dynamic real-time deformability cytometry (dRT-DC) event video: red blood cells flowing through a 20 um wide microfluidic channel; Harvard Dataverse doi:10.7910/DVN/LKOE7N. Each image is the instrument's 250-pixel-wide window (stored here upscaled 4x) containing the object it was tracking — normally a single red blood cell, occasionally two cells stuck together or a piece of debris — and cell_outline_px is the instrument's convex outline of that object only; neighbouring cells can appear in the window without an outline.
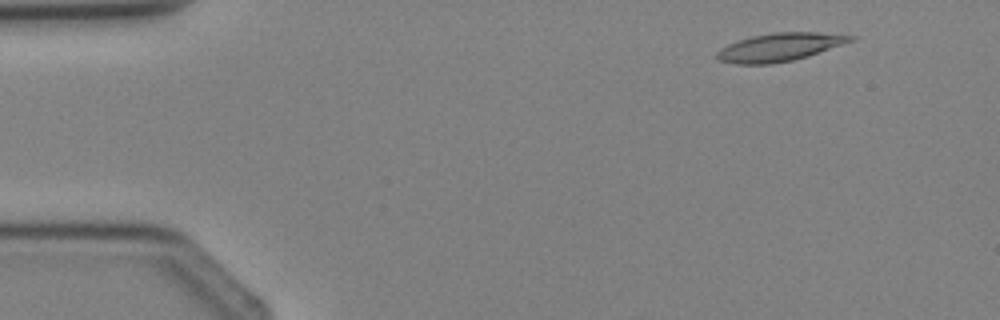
{"species": "Egyptian fruit bat (a non-hibernating species)", "species_latin": "Rousettus aegyptiacus", "temperature_condition": "cold", "stored_images_in_passage": 3, "camera_frame_rate_fps": 3000, "um_per_image_px": 0.085, "animal": {"sex": "female"}, "frame": {"image": 1, "passage_image": 1, "time_ms": 0.0, "image_size_px": [1000, 320], "cell_outline_px": [[856, 40], [808, 56], [792, 60], [772, 64], [736, 64], [720, 60], [716, 56], [716, 52], [720, 48], [728, 44], [752, 36], [772, 32], [816, 32], [856, 36]], "centroid_in_image_um": [66.29, 4.0], "position_along_channel_um": 18.7, "area_um2": 21.85}}